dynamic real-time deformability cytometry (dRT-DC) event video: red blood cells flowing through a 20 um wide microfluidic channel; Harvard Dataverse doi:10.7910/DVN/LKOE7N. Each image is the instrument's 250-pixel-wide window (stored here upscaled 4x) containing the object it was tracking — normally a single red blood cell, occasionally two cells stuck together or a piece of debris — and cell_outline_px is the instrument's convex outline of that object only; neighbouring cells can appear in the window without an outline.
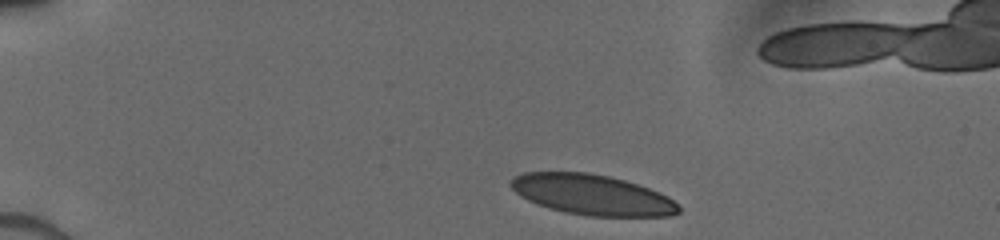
{"species": "human", "species_latin": "Homo sapiens", "temperature_condition": "cold", "stored_images_in_passage": 8, "camera_frame_rate_fps": 3000, "um_per_image_px": 0.085, "donor": {"sex": "male"}, "frame": {"image": 1, "passage_image": 1, "time_ms": 0.0, "image_size_px": [1000, 240], "cell_outline_px": [[680, 212], [668, 216], [588, 216], [564, 212], [548, 208], [536, 204], [520, 196], [508, 184], [516, 176], [524, 172], [588, 172], [608, 176], [624, 180], [660, 192], [668, 196], [680, 208]], "centroid_in_image_um": [50.31, 16.56], "position_along_channel_um": 34.7, "area_um2": 39.42}}
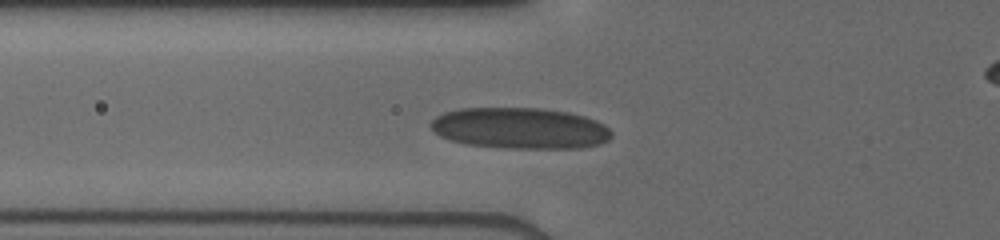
{"frame": {"image": 2, "passage_image": 6, "time_ms": 3.0, "image_size_px": [1000, 240], "cell_outline_px": [[612, 136], [608, 140], [600, 144], [580, 148], [504, 148], [464, 144], [448, 140], [440, 136], [428, 124], [436, 116], [444, 112], [460, 108], [540, 108], [568, 112], [584, 116], [596, 120], [604, 124], [612, 132]], "centroid_in_image_um": [44.19, 10.9], "position_along_channel_um": 81.6, "area_um2": 43.64}}
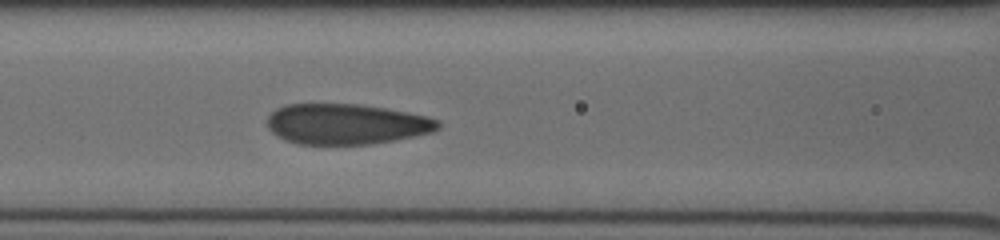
{"frame": {"image": 3, "passage_image": 8, "time_ms": 4.333, "image_size_px": [1000, 240], "cell_outline_px": [[440, 128], [432, 132], [416, 136], [372, 144], [296, 144], [284, 140], [276, 136], [268, 128], [268, 116], [276, 108], [288, 104], [360, 104], [384, 108], [428, 116], [440, 120]], "centroid_in_image_um": [29.44, 10.55], "position_along_channel_um": 137.2, "area_um2": 40.52}}